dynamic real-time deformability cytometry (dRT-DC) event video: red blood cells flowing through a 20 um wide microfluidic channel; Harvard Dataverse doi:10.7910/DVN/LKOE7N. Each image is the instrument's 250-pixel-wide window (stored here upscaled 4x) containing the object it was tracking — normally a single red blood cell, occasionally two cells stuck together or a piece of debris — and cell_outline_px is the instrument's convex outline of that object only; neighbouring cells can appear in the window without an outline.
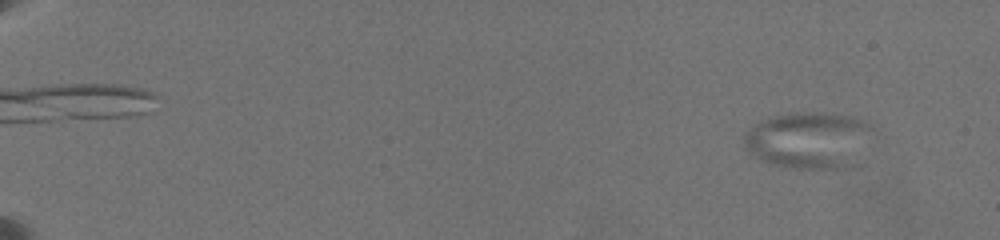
{"species": "common noctule bat (a hibernating species)", "species_latin": "Nyctalus noctula", "temperature_condition": "warm", "stored_images_in_passage": 54, "camera_frame_rate_fps": 3000, "um_per_image_px": 0.085, "animal": {"sex": "female", "body_mass_g": 19.5, "forearm_length_mm": 54.1}, "frame": {"image": 1, "passage_image": 1, "time_ms": 0.0, "image_size_px": [1000, 240], "cell_outline_px": [[876, 128], [856, 164], [848, 168], [792, 168], [772, 164], [760, 160], [744, 144], [744, 132], [756, 124], [772, 116], [788, 112], [828, 112], [848, 116], [864, 120], [872, 124]], "centroid_in_image_um": [68.82, 11.89], "position_along_channel_um": 16.2, "area_um2": 42.95}}
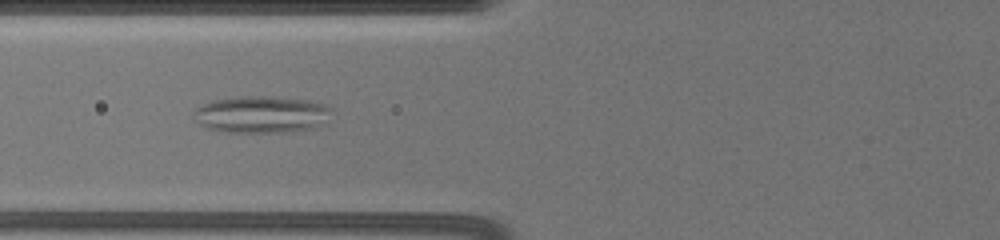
{"frame": {"image": 2, "passage_image": 43, "time_ms": 8.0, "image_size_px": [1000, 240], "cell_outline_px": [[332, 108], [328, 124], [320, 128], [288, 132], [224, 132], [204, 128], [196, 124], [192, 120], [192, 112], [196, 108], [212, 100], [240, 96], [272, 96], [308, 100], [324, 104]], "centroid_in_image_um": [22.23, 9.74], "position_along_channel_um": 103.6, "area_um2": 30.69}}